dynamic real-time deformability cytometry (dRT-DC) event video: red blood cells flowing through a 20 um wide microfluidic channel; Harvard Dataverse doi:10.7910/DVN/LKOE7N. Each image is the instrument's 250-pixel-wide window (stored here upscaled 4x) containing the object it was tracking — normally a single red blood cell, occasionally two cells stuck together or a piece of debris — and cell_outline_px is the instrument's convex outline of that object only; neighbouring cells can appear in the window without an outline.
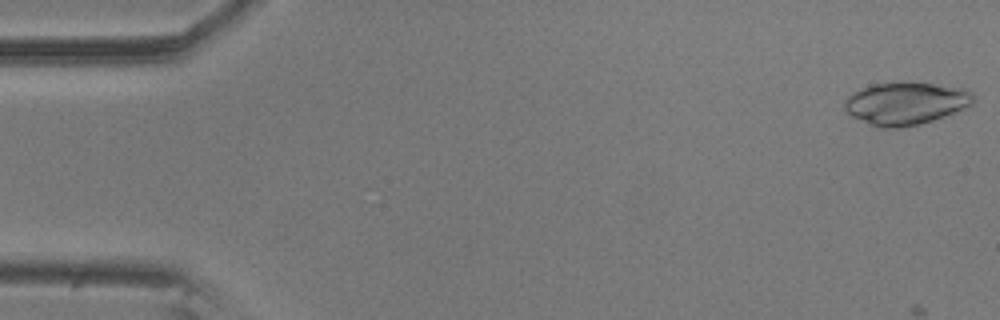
{"species": "common noctule bat (a hibernating species)", "species_latin": "Nyctalus noctula", "temperature_condition": "room temperature", "stored_images_in_passage": 4, "camera_frame_rate_fps": 3000, "um_per_image_px": 0.085, "animal": {"sex": "male", "body_mass_g": 20.5, "forearm_length_mm": 52.5}, "frame": {"image": 1, "passage_image": 1, "time_ms": 0.0, "image_size_px": [1000, 320], "cell_outline_px": [[972, 104], [964, 108], [944, 116], [920, 124], [896, 128], [876, 128], [852, 116], [844, 108], [844, 100], [852, 92], [860, 88], [872, 84], [896, 80], [904, 80], [960, 88], [972, 92]], "centroid_in_image_um": [76.91, 8.77], "position_along_channel_um": 8.1, "area_um2": 32.25}}